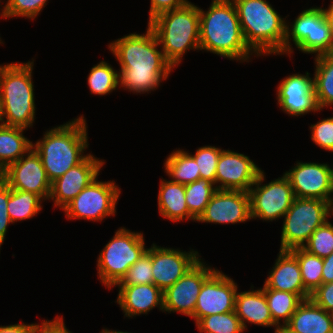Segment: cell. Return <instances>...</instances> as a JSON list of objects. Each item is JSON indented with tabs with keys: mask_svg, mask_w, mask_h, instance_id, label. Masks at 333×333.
<instances>
[{
	"mask_svg": "<svg viewBox=\"0 0 333 333\" xmlns=\"http://www.w3.org/2000/svg\"><path fill=\"white\" fill-rule=\"evenodd\" d=\"M87 82L91 94L99 96L110 94L118 89L117 87L120 85L119 71L114 69L105 60L100 61L91 68Z\"/></svg>",
	"mask_w": 333,
	"mask_h": 333,
	"instance_id": "4dcf8cb0",
	"label": "cell"
},
{
	"mask_svg": "<svg viewBox=\"0 0 333 333\" xmlns=\"http://www.w3.org/2000/svg\"><path fill=\"white\" fill-rule=\"evenodd\" d=\"M0 178L11 189L34 193L44 202L49 199L51 181L47 177L38 153L33 148L2 171Z\"/></svg>",
	"mask_w": 333,
	"mask_h": 333,
	"instance_id": "7c38bea8",
	"label": "cell"
},
{
	"mask_svg": "<svg viewBox=\"0 0 333 333\" xmlns=\"http://www.w3.org/2000/svg\"><path fill=\"white\" fill-rule=\"evenodd\" d=\"M1 1H2V0H0V3H1ZM0 6L2 7L1 4H0ZM0 10H1V12H0V17H1V18H4V12H3L4 8H0ZM0 44H1V45L4 44L1 38H0Z\"/></svg>",
	"mask_w": 333,
	"mask_h": 333,
	"instance_id": "f907efd6",
	"label": "cell"
},
{
	"mask_svg": "<svg viewBox=\"0 0 333 333\" xmlns=\"http://www.w3.org/2000/svg\"><path fill=\"white\" fill-rule=\"evenodd\" d=\"M9 196L10 187L0 178V249L8 232V226L13 224L7 210Z\"/></svg>",
	"mask_w": 333,
	"mask_h": 333,
	"instance_id": "ab89813d",
	"label": "cell"
},
{
	"mask_svg": "<svg viewBox=\"0 0 333 333\" xmlns=\"http://www.w3.org/2000/svg\"><path fill=\"white\" fill-rule=\"evenodd\" d=\"M47 2L48 0H7L3 6L4 19L25 17L34 20Z\"/></svg>",
	"mask_w": 333,
	"mask_h": 333,
	"instance_id": "74e56055",
	"label": "cell"
},
{
	"mask_svg": "<svg viewBox=\"0 0 333 333\" xmlns=\"http://www.w3.org/2000/svg\"><path fill=\"white\" fill-rule=\"evenodd\" d=\"M163 165L166 175L173 182L185 185L200 179L197 163L189 151L181 150L180 148L173 150Z\"/></svg>",
	"mask_w": 333,
	"mask_h": 333,
	"instance_id": "83f0119b",
	"label": "cell"
},
{
	"mask_svg": "<svg viewBox=\"0 0 333 333\" xmlns=\"http://www.w3.org/2000/svg\"><path fill=\"white\" fill-rule=\"evenodd\" d=\"M223 150L216 146L205 145L198 147L195 154H190L197 163L200 171V179L209 180L215 184L217 163Z\"/></svg>",
	"mask_w": 333,
	"mask_h": 333,
	"instance_id": "d590c367",
	"label": "cell"
},
{
	"mask_svg": "<svg viewBox=\"0 0 333 333\" xmlns=\"http://www.w3.org/2000/svg\"><path fill=\"white\" fill-rule=\"evenodd\" d=\"M116 286L119 291L115 302L123 310L124 317L147 315L155 307L164 312L163 291L154 284Z\"/></svg>",
	"mask_w": 333,
	"mask_h": 333,
	"instance_id": "44dd1931",
	"label": "cell"
},
{
	"mask_svg": "<svg viewBox=\"0 0 333 333\" xmlns=\"http://www.w3.org/2000/svg\"><path fill=\"white\" fill-rule=\"evenodd\" d=\"M158 210L160 216L171 222L197 221L189 212L185 199V185L171 180H160Z\"/></svg>",
	"mask_w": 333,
	"mask_h": 333,
	"instance_id": "d4e9b609",
	"label": "cell"
},
{
	"mask_svg": "<svg viewBox=\"0 0 333 333\" xmlns=\"http://www.w3.org/2000/svg\"><path fill=\"white\" fill-rule=\"evenodd\" d=\"M215 270L200 259L174 285L163 292L164 312H178L192 317L202 285Z\"/></svg>",
	"mask_w": 333,
	"mask_h": 333,
	"instance_id": "4fadbf2b",
	"label": "cell"
},
{
	"mask_svg": "<svg viewBox=\"0 0 333 333\" xmlns=\"http://www.w3.org/2000/svg\"><path fill=\"white\" fill-rule=\"evenodd\" d=\"M201 256L194 249L183 251L179 248H167L152 244V274L154 285L163 292L174 285Z\"/></svg>",
	"mask_w": 333,
	"mask_h": 333,
	"instance_id": "2e32d148",
	"label": "cell"
},
{
	"mask_svg": "<svg viewBox=\"0 0 333 333\" xmlns=\"http://www.w3.org/2000/svg\"><path fill=\"white\" fill-rule=\"evenodd\" d=\"M121 188L114 180L99 181L98 177L85 187L62 211L67 219H85L102 222L109 216H115Z\"/></svg>",
	"mask_w": 333,
	"mask_h": 333,
	"instance_id": "30bf717a",
	"label": "cell"
},
{
	"mask_svg": "<svg viewBox=\"0 0 333 333\" xmlns=\"http://www.w3.org/2000/svg\"><path fill=\"white\" fill-rule=\"evenodd\" d=\"M289 23L286 21L284 55L291 57L293 44L306 54H333V30L322 6L306 8Z\"/></svg>",
	"mask_w": 333,
	"mask_h": 333,
	"instance_id": "52a82bcc",
	"label": "cell"
},
{
	"mask_svg": "<svg viewBox=\"0 0 333 333\" xmlns=\"http://www.w3.org/2000/svg\"><path fill=\"white\" fill-rule=\"evenodd\" d=\"M5 125V115L2 97L0 96V127Z\"/></svg>",
	"mask_w": 333,
	"mask_h": 333,
	"instance_id": "7dc6e473",
	"label": "cell"
},
{
	"mask_svg": "<svg viewBox=\"0 0 333 333\" xmlns=\"http://www.w3.org/2000/svg\"><path fill=\"white\" fill-rule=\"evenodd\" d=\"M265 179V172L261 170L248 192L250 217L251 220L258 218L272 222L283 218L291 207L295 196L292 186L284 174L269 183L262 184Z\"/></svg>",
	"mask_w": 333,
	"mask_h": 333,
	"instance_id": "8fae6325",
	"label": "cell"
},
{
	"mask_svg": "<svg viewBox=\"0 0 333 333\" xmlns=\"http://www.w3.org/2000/svg\"><path fill=\"white\" fill-rule=\"evenodd\" d=\"M296 198H311L332 204L330 168L328 163L297 161L284 172Z\"/></svg>",
	"mask_w": 333,
	"mask_h": 333,
	"instance_id": "9a60e30c",
	"label": "cell"
},
{
	"mask_svg": "<svg viewBox=\"0 0 333 333\" xmlns=\"http://www.w3.org/2000/svg\"><path fill=\"white\" fill-rule=\"evenodd\" d=\"M39 333H72L67 329L64 318L57 315L50 320Z\"/></svg>",
	"mask_w": 333,
	"mask_h": 333,
	"instance_id": "ee69618b",
	"label": "cell"
},
{
	"mask_svg": "<svg viewBox=\"0 0 333 333\" xmlns=\"http://www.w3.org/2000/svg\"><path fill=\"white\" fill-rule=\"evenodd\" d=\"M145 247L147 246L141 231L135 232L125 227L116 230L96 261L98 278L103 286L111 290L147 251Z\"/></svg>",
	"mask_w": 333,
	"mask_h": 333,
	"instance_id": "ba28073f",
	"label": "cell"
},
{
	"mask_svg": "<svg viewBox=\"0 0 333 333\" xmlns=\"http://www.w3.org/2000/svg\"><path fill=\"white\" fill-rule=\"evenodd\" d=\"M238 285L233 278L217 268L204 281L191 317L195 324L203 317L235 311Z\"/></svg>",
	"mask_w": 333,
	"mask_h": 333,
	"instance_id": "5bb4252c",
	"label": "cell"
},
{
	"mask_svg": "<svg viewBox=\"0 0 333 333\" xmlns=\"http://www.w3.org/2000/svg\"><path fill=\"white\" fill-rule=\"evenodd\" d=\"M275 333H289V332H287L284 328H279V329H277L276 331H274Z\"/></svg>",
	"mask_w": 333,
	"mask_h": 333,
	"instance_id": "816d5d0a",
	"label": "cell"
},
{
	"mask_svg": "<svg viewBox=\"0 0 333 333\" xmlns=\"http://www.w3.org/2000/svg\"><path fill=\"white\" fill-rule=\"evenodd\" d=\"M314 90L320 110L333 105V54L315 56Z\"/></svg>",
	"mask_w": 333,
	"mask_h": 333,
	"instance_id": "4316f807",
	"label": "cell"
},
{
	"mask_svg": "<svg viewBox=\"0 0 333 333\" xmlns=\"http://www.w3.org/2000/svg\"><path fill=\"white\" fill-rule=\"evenodd\" d=\"M283 328L289 333H333V314L305 299Z\"/></svg>",
	"mask_w": 333,
	"mask_h": 333,
	"instance_id": "cb8c5ba5",
	"label": "cell"
},
{
	"mask_svg": "<svg viewBox=\"0 0 333 333\" xmlns=\"http://www.w3.org/2000/svg\"><path fill=\"white\" fill-rule=\"evenodd\" d=\"M310 298L321 308L333 314V282L322 283Z\"/></svg>",
	"mask_w": 333,
	"mask_h": 333,
	"instance_id": "60d3db41",
	"label": "cell"
},
{
	"mask_svg": "<svg viewBox=\"0 0 333 333\" xmlns=\"http://www.w3.org/2000/svg\"><path fill=\"white\" fill-rule=\"evenodd\" d=\"M333 282V252L323 258L322 283Z\"/></svg>",
	"mask_w": 333,
	"mask_h": 333,
	"instance_id": "f6af8a7d",
	"label": "cell"
},
{
	"mask_svg": "<svg viewBox=\"0 0 333 333\" xmlns=\"http://www.w3.org/2000/svg\"><path fill=\"white\" fill-rule=\"evenodd\" d=\"M248 47L258 56L284 55L286 17L267 0H232Z\"/></svg>",
	"mask_w": 333,
	"mask_h": 333,
	"instance_id": "277c9868",
	"label": "cell"
},
{
	"mask_svg": "<svg viewBox=\"0 0 333 333\" xmlns=\"http://www.w3.org/2000/svg\"><path fill=\"white\" fill-rule=\"evenodd\" d=\"M311 140L318 147L333 152V116L310 125Z\"/></svg>",
	"mask_w": 333,
	"mask_h": 333,
	"instance_id": "f35d334b",
	"label": "cell"
},
{
	"mask_svg": "<svg viewBox=\"0 0 333 333\" xmlns=\"http://www.w3.org/2000/svg\"><path fill=\"white\" fill-rule=\"evenodd\" d=\"M50 320H42L41 323H17L0 326V333H39Z\"/></svg>",
	"mask_w": 333,
	"mask_h": 333,
	"instance_id": "7bdbcfd3",
	"label": "cell"
},
{
	"mask_svg": "<svg viewBox=\"0 0 333 333\" xmlns=\"http://www.w3.org/2000/svg\"><path fill=\"white\" fill-rule=\"evenodd\" d=\"M249 220L251 217L248 192L217 189L197 222L236 224Z\"/></svg>",
	"mask_w": 333,
	"mask_h": 333,
	"instance_id": "ffe728a7",
	"label": "cell"
},
{
	"mask_svg": "<svg viewBox=\"0 0 333 333\" xmlns=\"http://www.w3.org/2000/svg\"><path fill=\"white\" fill-rule=\"evenodd\" d=\"M100 333H133V332H125V331H117V330H109L107 328L102 329V331Z\"/></svg>",
	"mask_w": 333,
	"mask_h": 333,
	"instance_id": "c3c4849f",
	"label": "cell"
},
{
	"mask_svg": "<svg viewBox=\"0 0 333 333\" xmlns=\"http://www.w3.org/2000/svg\"><path fill=\"white\" fill-rule=\"evenodd\" d=\"M290 252L298 259L304 288L311 294L322 284L323 258L304 248H296Z\"/></svg>",
	"mask_w": 333,
	"mask_h": 333,
	"instance_id": "1f68e13d",
	"label": "cell"
},
{
	"mask_svg": "<svg viewBox=\"0 0 333 333\" xmlns=\"http://www.w3.org/2000/svg\"><path fill=\"white\" fill-rule=\"evenodd\" d=\"M273 321L283 328L303 301L297 294L292 292L278 291L270 288H262ZM282 320V323H281Z\"/></svg>",
	"mask_w": 333,
	"mask_h": 333,
	"instance_id": "f1b7e54d",
	"label": "cell"
},
{
	"mask_svg": "<svg viewBox=\"0 0 333 333\" xmlns=\"http://www.w3.org/2000/svg\"><path fill=\"white\" fill-rule=\"evenodd\" d=\"M86 118L81 115L60 126L53 127L42 139L33 142L32 148L38 153L48 179L53 182L87 156L88 131Z\"/></svg>",
	"mask_w": 333,
	"mask_h": 333,
	"instance_id": "3957f363",
	"label": "cell"
},
{
	"mask_svg": "<svg viewBox=\"0 0 333 333\" xmlns=\"http://www.w3.org/2000/svg\"><path fill=\"white\" fill-rule=\"evenodd\" d=\"M159 46L149 25L144 34L130 33L108 44L109 51L120 65V89H128L133 94H149L168 79L174 67L166 60Z\"/></svg>",
	"mask_w": 333,
	"mask_h": 333,
	"instance_id": "6da1fadb",
	"label": "cell"
},
{
	"mask_svg": "<svg viewBox=\"0 0 333 333\" xmlns=\"http://www.w3.org/2000/svg\"><path fill=\"white\" fill-rule=\"evenodd\" d=\"M166 60L180 65L187 51L200 50L199 7L190 2L185 6L159 14L149 23Z\"/></svg>",
	"mask_w": 333,
	"mask_h": 333,
	"instance_id": "5b68a950",
	"label": "cell"
},
{
	"mask_svg": "<svg viewBox=\"0 0 333 333\" xmlns=\"http://www.w3.org/2000/svg\"><path fill=\"white\" fill-rule=\"evenodd\" d=\"M323 9L333 30V0L331 1V4L328 6V8Z\"/></svg>",
	"mask_w": 333,
	"mask_h": 333,
	"instance_id": "bcb514c9",
	"label": "cell"
},
{
	"mask_svg": "<svg viewBox=\"0 0 333 333\" xmlns=\"http://www.w3.org/2000/svg\"><path fill=\"white\" fill-rule=\"evenodd\" d=\"M215 184L205 179L185 184V199L190 214L198 220L216 192Z\"/></svg>",
	"mask_w": 333,
	"mask_h": 333,
	"instance_id": "d6a6232c",
	"label": "cell"
},
{
	"mask_svg": "<svg viewBox=\"0 0 333 333\" xmlns=\"http://www.w3.org/2000/svg\"><path fill=\"white\" fill-rule=\"evenodd\" d=\"M277 255L262 288L292 292L302 300L309 299L311 294L304 288L298 259L290 251L279 250Z\"/></svg>",
	"mask_w": 333,
	"mask_h": 333,
	"instance_id": "7402d4cb",
	"label": "cell"
},
{
	"mask_svg": "<svg viewBox=\"0 0 333 333\" xmlns=\"http://www.w3.org/2000/svg\"><path fill=\"white\" fill-rule=\"evenodd\" d=\"M308 71L304 74H292L279 82L277 87V105L289 116L299 117L311 112L320 113L315 90L314 78Z\"/></svg>",
	"mask_w": 333,
	"mask_h": 333,
	"instance_id": "e0dca14e",
	"label": "cell"
},
{
	"mask_svg": "<svg viewBox=\"0 0 333 333\" xmlns=\"http://www.w3.org/2000/svg\"><path fill=\"white\" fill-rule=\"evenodd\" d=\"M250 289L242 292L237 291L236 293L235 313L240 319L243 329L247 330L248 323L263 327H274L275 331L279 329L280 327L273 321L262 288L254 290L252 285Z\"/></svg>",
	"mask_w": 333,
	"mask_h": 333,
	"instance_id": "603a6c76",
	"label": "cell"
},
{
	"mask_svg": "<svg viewBox=\"0 0 333 333\" xmlns=\"http://www.w3.org/2000/svg\"><path fill=\"white\" fill-rule=\"evenodd\" d=\"M154 284L152 274V245L128 269V272L116 285Z\"/></svg>",
	"mask_w": 333,
	"mask_h": 333,
	"instance_id": "e575fe53",
	"label": "cell"
},
{
	"mask_svg": "<svg viewBox=\"0 0 333 333\" xmlns=\"http://www.w3.org/2000/svg\"><path fill=\"white\" fill-rule=\"evenodd\" d=\"M200 333H243L245 330L235 311L213 314L196 323Z\"/></svg>",
	"mask_w": 333,
	"mask_h": 333,
	"instance_id": "836d02e7",
	"label": "cell"
},
{
	"mask_svg": "<svg viewBox=\"0 0 333 333\" xmlns=\"http://www.w3.org/2000/svg\"><path fill=\"white\" fill-rule=\"evenodd\" d=\"M330 168V179H331V191H332V205H333V165H329Z\"/></svg>",
	"mask_w": 333,
	"mask_h": 333,
	"instance_id": "681fc988",
	"label": "cell"
},
{
	"mask_svg": "<svg viewBox=\"0 0 333 333\" xmlns=\"http://www.w3.org/2000/svg\"><path fill=\"white\" fill-rule=\"evenodd\" d=\"M24 130L28 129L7 125L0 127V173L32 148L33 141L23 135Z\"/></svg>",
	"mask_w": 333,
	"mask_h": 333,
	"instance_id": "484cf974",
	"label": "cell"
},
{
	"mask_svg": "<svg viewBox=\"0 0 333 333\" xmlns=\"http://www.w3.org/2000/svg\"><path fill=\"white\" fill-rule=\"evenodd\" d=\"M188 3V0H151L148 23L159 14L181 8Z\"/></svg>",
	"mask_w": 333,
	"mask_h": 333,
	"instance_id": "b9f144b4",
	"label": "cell"
},
{
	"mask_svg": "<svg viewBox=\"0 0 333 333\" xmlns=\"http://www.w3.org/2000/svg\"><path fill=\"white\" fill-rule=\"evenodd\" d=\"M333 216V205L321 199L294 198L283 216L280 249L303 248L313 232Z\"/></svg>",
	"mask_w": 333,
	"mask_h": 333,
	"instance_id": "9c48e42d",
	"label": "cell"
},
{
	"mask_svg": "<svg viewBox=\"0 0 333 333\" xmlns=\"http://www.w3.org/2000/svg\"><path fill=\"white\" fill-rule=\"evenodd\" d=\"M303 248L320 258L328 257L333 252V224L327 220L319 226Z\"/></svg>",
	"mask_w": 333,
	"mask_h": 333,
	"instance_id": "8d00e7d4",
	"label": "cell"
},
{
	"mask_svg": "<svg viewBox=\"0 0 333 333\" xmlns=\"http://www.w3.org/2000/svg\"><path fill=\"white\" fill-rule=\"evenodd\" d=\"M261 168L249 156L223 150L217 163L215 187L222 190L249 192Z\"/></svg>",
	"mask_w": 333,
	"mask_h": 333,
	"instance_id": "d6986e66",
	"label": "cell"
},
{
	"mask_svg": "<svg viewBox=\"0 0 333 333\" xmlns=\"http://www.w3.org/2000/svg\"><path fill=\"white\" fill-rule=\"evenodd\" d=\"M200 14V50L237 62L258 57L246 44L235 5L232 0H212Z\"/></svg>",
	"mask_w": 333,
	"mask_h": 333,
	"instance_id": "7a4b0ae2",
	"label": "cell"
},
{
	"mask_svg": "<svg viewBox=\"0 0 333 333\" xmlns=\"http://www.w3.org/2000/svg\"><path fill=\"white\" fill-rule=\"evenodd\" d=\"M34 59L25 63L0 64V96L5 125L28 129L35 122Z\"/></svg>",
	"mask_w": 333,
	"mask_h": 333,
	"instance_id": "8992f818",
	"label": "cell"
},
{
	"mask_svg": "<svg viewBox=\"0 0 333 333\" xmlns=\"http://www.w3.org/2000/svg\"><path fill=\"white\" fill-rule=\"evenodd\" d=\"M105 160L89 153L79 164L69 169L64 175L51 182L49 201L53 200L54 207L63 209L85 187L100 175Z\"/></svg>",
	"mask_w": 333,
	"mask_h": 333,
	"instance_id": "ac0fdd59",
	"label": "cell"
},
{
	"mask_svg": "<svg viewBox=\"0 0 333 333\" xmlns=\"http://www.w3.org/2000/svg\"><path fill=\"white\" fill-rule=\"evenodd\" d=\"M44 200L34 193L10 188L7 210L13 224L28 220L39 214Z\"/></svg>",
	"mask_w": 333,
	"mask_h": 333,
	"instance_id": "f546056e",
	"label": "cell"
}]
</instances>
